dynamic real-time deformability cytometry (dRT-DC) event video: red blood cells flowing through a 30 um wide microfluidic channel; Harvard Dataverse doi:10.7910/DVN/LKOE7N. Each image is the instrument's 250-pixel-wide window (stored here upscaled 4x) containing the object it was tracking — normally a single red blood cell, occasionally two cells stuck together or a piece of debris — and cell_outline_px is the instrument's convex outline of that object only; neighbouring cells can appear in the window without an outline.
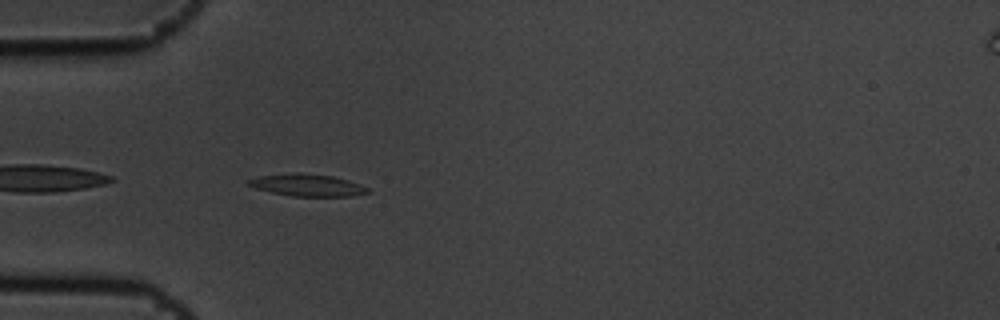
{"species": "common noctule bat (a hibernating species)", "species_latin": "Nyctalus noctula", "temperature_condition": "cold", "stored_images_in_passage": 6, "camera_frame_rate_fps": 3000, "um_per_image_px": 0.085, "animal": {"sex": "male", "body_mass_g": 19.5, "forearm_length_mm": 54.6}, "frame": {"image": 1, "passage_image": 5, "time_ms": 1.333, "image_size_px": [1000, 320], "cell_outline_px": [[372, 192], [352, 196], [292, 196], [272, 192], [256, 188], [248, 184], [248, 180], [260, 176], [296, 172], [300, 172], [332, 176], [348, 180], [360, 184], [368, 188]], "centroid_in_image_um": [26.17, 15.73], "position_along_channel_um": 58.8, "area_um2": 15.26}}